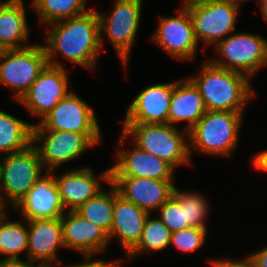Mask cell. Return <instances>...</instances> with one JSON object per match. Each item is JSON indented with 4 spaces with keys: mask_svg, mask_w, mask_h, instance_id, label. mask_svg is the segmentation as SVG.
Masks as SVG:
<instances>
[{
    "mask_svg": "<svg viewBox=\"0 0 267 267\" xmlns=\"http://www.w3.org/2000/svg\"><path fill=\"white\" fill-rule=\"evenodd\" d=\"M61 202L70 211H76L81 205L100 192V185L90 168L78 169L56 178Z\"/></svg>",
    "mask_w": 267,
    "mask_h": 267,
    "instance_id": "22",
    "label": "cell"
},
{
    "mask_svg": "<svg viewBox=\"0 0 267 267\" xmlns=\"http://www.w3.org/2000/svg\"><path fill=\"white\" fill-rule=\"evenodd\" d=\"M206 228L190 227L171 233L170 243L185 252L194 251L203 244L206 238Z\"/></svg>",
    "mask_w": 267,
    "mask_h": 267,
    "instance_id": "31",
    "label": "cell"
},
{
    "mask_svg": "<svg viewBox=\"0 0 267 267\" xmlns=\"http://www.w3.org/2000/svg\"><path fill=\"white\" fill-rule=\"evenodd\" d=\"M172 196L178 201L180 207L184 208L185 223L190 227L206 228L204 219L208 205L204 197L194 193H181L176 187Z\"/></svg>",
    "mask_w": 267,
    "mask_h": 267,
    "instance_id": "29",
    "label": "cell"
},
{
    "mask_svg": "<svg viewBox=\"0 0 267 267\" xmlns=\"http://www.w3.org/2000/svg\"><path fill=\"white\" fill-rule=\"evenodd\" d=\"M86 0H33V7L41 23H56L63 19L80 16L86 12Z\"/></svg>",
    "mask_w": 267,
    "mask_h": 267,
    "instance_id": "26",
    "label": "cell"
},
{
    "mask_svg": "<svg viewBox=\"0 0 267 267\" xmlns=\"http://www.w3.org/2000/svg\"><path fill=\"white\" fill-rule=\"evenodd\" d=\"M43 139L42 145H34L43 167L49 171L81 155L88 147L97 144L100 134H79L64 130H32V143Z\"/></svg>",
    "mask_w": 267,
    "mask_h": 267,
    "instance_id": "8",
    "label": "cell"
},
{
    "mask_svg": "<svg viewBox=\"0 0 267 267\" xmlns=\"http://www.w3.org/2000/svg\"><path fill=\"white\" fill-rule=\"evenodd\" d=\"M22 1L0 2V51L23 48L18 42L29 36Z\"/></svg>",
    "mask_w": 267,
    "mask_h": 267,
    "instance_id": "23",
    "label": "cell"
},
{
    "mask_svg": "<svg viewBox=\"0 0 267 267\" xmlns=\"http://www.w3.org/2000/svg\"><path fill=\"white\" fill-rule=\"evenodd\" d=\"M250 256L253 258L256 267H267V247Z\"/></svg>",
    "mask_w": 267,
    "mask_h": 267,
    "instance_id": "34",
    "label": "cell"
},
{
    "mask_svg": "<svg viewBox=\"0 0 267 267\" xmlns=\"http://www.w3.org/2000/svg\"><path fill=\"white\" fill-rule=\"evenodd\" d=\"M60 219L65 247L81 251L87 259L94 253L105 250L110 239L99 226L70 210L67 216L63 214Z\"/></svg>",
    "mask_w": 267,
    "mask_h": 267,
    "instance_id": "17",
    "label": "cell"
},
{
    "mask_svg": "<svg viewBox=\"0 0 267 267\" xmlns=\"http://www.w3.org/2000/svg\"><path fill=\"white\" fill-rule=\"evenodd\" d=\"M254 167L267 171V151L261 152L255 156Z\"/></svg>",
    "mask_w": 267,
    "mask_h": 267,
    "instance_id": "35",
    "label": "cell"
},
{
    "mask_svg": "<svg viewBox=\"0 0 267 267\" xmlns=\"http://www.w3.org/2000/svg\"><path fill=\"white\" fill-rule=\"evenodd\" d=\"M159 219L171 231V233L190 228L185 223L184 208L172 196L160 208Z\"/></svg>",
    "mask_w": 267,
    "mask_h": 267,
    "instance_id": "30",
    "label": "cell"
},
{
    "mask_svg": "<svg viewBox=\"0 0 267 267\" xmlns=\"http://www.w3.org/2000/svg\"><path fill=\"white\" fill-rule=\"evenodd\" d=\"M5 217V211L2 209L0 211V253L6 254L9 259L18 258L19 252L28 250V229L21 223H7Z\"/></svg>",
    "mask_w": 267,
    "mask_h": 267,
    "instance_id": "27",
    "label": "cell"
},
{
    "mask_svg": "<svg viewBox=\"0 0 267 267\" xmlns=\"http://www.w3.org/2000/svg\"><path fill=\"white\" fill-rule=\"evenodd\" d=\"M118 163L110 168V177H137L172 180L174 168L164 160L135 147L118 151Z\"/></svg>",
    "mask_w": 267,
    "mask_h": 267,
    "instance_id": "18",
    "label": "cell"
},
{
    "mask_svg": "<svg viewBox=\"0 0 267 267\" xmlns=\"http://www.w3.org/2000/svg\"><path fill=\"white\" fill-rule=\"evenodd\" d=\"M68 94L65 69L47 65L19 101L44 118Z\"/></svg>",
    "mask_w": 267,
    "mask_h": 267,
    "instance_id": "12",
    "label": "cell"
},
{
    "mask_svg": "<svg viewBox=\"0 0 267 267\" xmlns=\"http://www.w3.org/2000/svg\"><path fill=\"white\" fill-rule=\"evenodd\" d=\"M0 267H41L39 264L37 266L20 260L19 258H6L0 261Z\"/></svg>",
    "mask_w": 267,
    "mask_h": 267,
    "instance_id": "33",
    "label": "cell"
},
{
    "mask_svg": "<svg viewBox=\"0 0 267 267\" xmlns=\"http://www.w3.org/2000/svg\"><path fill=\"white\" fill-rule=\"evenodd\" d=\"M177 17H164L159 21L158 29L153 40L158 42L171 57L177 59H189L194 57L198 44L192 18L183 5Z\"/></svg>",
    "mask_w": 267,
    "mask_h": 267,
    "instance_id": "13",
    "label": "cell"
},
{
    "mask_svg": "<svg viewBox=\"0 0 267 267\" xmlns=\"http://www.w3.org/2000/svg\"><path fill=\"white\" fill-rule=\"evenodd\" d=\"M171 231L163 224L160 219H149V215L146 218L144 228L140 241L129 252V256L141 252H148L150 249L153 251H160L166 248L170 244Z\"/></svg>",
    "mask_w": 267,
    "mask_h": 267,
    "instance_id": "28",
    "label": "cell"
},
{
    "mask_svg": "<svg viewBox=\"0 0 267 267\" xmlns=\"http://www.w3.org/2000/svg\"><path fill=\"white\" fill-rule=\"evenodd\" d=\"M21 207L25 219L61 218L64 206L61 202L54 176H41L27 194L14 206Z\"/></svg>",
    "mask_w": 267,
    "mask_h": 267,
    "instance_id": "16",
    "label": "cell"
},
{
    "mask_svg": "<svg viewBox=\"0 0 267 267\" xmlns=\"http://www.w3.org/2000/svg\"><path fill=\"white\" fill-rule=\"evenodd\" d=\"M175 83L155 84L130 104L124 124H166Z\"/></svg>",
    "mask_w": 267,
    "mask_h": 267,
    "instance_id": "15",
    "label": "cell"
},
{
    "mask_svg": "<svg viewBox=\"0 0 267 267\" xmlns=\"http://www.w3.org/2000/svg\"><path fill=\"white\" fill-rule=\"evenodd\" d=\"M260 4H261L262 14H263L265 20L267 21V0H261Z\"/></svg>",
    "mask_w": 267,
    "mask_h": 267,
    "instance_id": "37",
    "label": "cell"
},
{
    "mask_svg": "<svg viewBox=\"0 0 267 267\" xmlns=\"http://www.w3.org/2000/svg\"><path fill=\"white\" fill-rule=\"evenodd\" d=\"M214 267H256L255 262L251 256L246 257L243 261H212Z\"/></svg>",
    "mask_w": 267,
    "mask_h": 267,
    "instance_id": "32",
    "label": "cell"
},
{
    "mask_svg": "<svg viewBox=\"0 0 267 267\" xmlns=\"http://www.w3.org/2000/svg\"><path fill=\"white\" fill-rule=\"evenodd\" d=\"M50 31L46 36L47 46H44L48 65L62 67L53 60L57 51L72 62L93 69L101 47L97 11L64 19L61 23L57 21Z\"/></svg>",
    "mask_w": 267,
    "mask_h": 267,
    "instance_id": "1",
    "label": "cell"
},
{
    "mask_svg": "<svg viewBox=\"0 0 267 267\" xmlns=\"http://www.w3.org/2000/svg\"><path fill=\"white\" fill-rule=\"evenodd\" d=\"M93 110L72 92L39 121L32 130H64L79 134H100Z\"/></svg>",
    "mask_w": 267,
    "mask_h": 267,
    "instance_id": "11",
    "label": "cell"
},
{
    "mask_svg": "<svg viewBox=\"0 0 267 267\" xmlns=\"http://www.w3.org/2000/svg\"><path fill=\"white\" fill-rule=\"evenodd\" d=\"M115 7L109 17L97 12L99 17L100 46L102 32H105L116 47L123 64L129 58V52L140 22L142 0H115Z\"/></svg>",
    "mask_w": 267,
    "mask_h": 267,
    "instance_id": "10",
    "label": "cell"
},
{
    "mask_svg": "<svg viewBox=\"0 0 267 267\" xmlns=\"http://www.w3.org/2000/svg\"><path fill=\"white\" fill-rule=\"evenodd\" d=\"M133 135L135 145L155 157L169 163L173 168L188 164L190 144L174 125L166 124H124L120 144Z\"/></svg>",
    "mask_w": 267,
    "mask_h": 267,
    "instance_id": "3",
    "label": "cell"
},
{
    "mask_svg": "<svg viewBox=\"0 0 267 267\" xmlns=\"http://www.w3.org/2000/svg\"><path fill=\"white\" fill-rule=\"evenodd\" d=\"M242 113L209 111L188 131L192 145L199 151L228 156L238 140Z\"/></svg>",
    "mask_w": 267,
    "mask_h": 267,
    "instance_id": "4",
    "label": "cell"
},
{
    "mask_svg": "<svg viewBox=\"0 0 267 267\" xmlns=\"http://www.w3.org/2000/svg\"><path fill=\"white\" fill-rule=\"evenodd\" d=\"M0 62V83L17 90V100L23 97L48 65L43 45L0 51Z\"/></svg>",
    "mask_w": 267,
    "mask_h": 267,
    "instance_id": "6",
    "label": "cell"
},
{
    "mask_svg": "<svg viewBox=\"0 0 267 267\" xmlns=\"http://www.w3.org/2000/svg\"><path fill=\"white\" fill-rule=\"evenodd\" d=\"M33 125L0 110V152L22 151L32 144Z\"/></svg>",
    "mask_w": 267,
    "mask_h": 267,
    "instance_id": "25",
    "label": "cell"
},
{
    "mask_svg": "<svg viewBox=\"0 0 267 267\" xmlns=\"http://www.w3.org/2000/svg\"><path fill=\"white\" fill-rule=\"evenodd\" d=\"M207 112L204 101L198 88L188 79L175 82L168 112V124L173 126L174 122L188 120L189 125L184 131L189 136V130Z\"/></svg>",
    "mask_w": 267,
    "mask_h": 267,
    "instance_id": "21",
    "label": "cell"
},
{
    "mask_svg": "<svg viewBox=\"0 0 267 267\" xmlns=\"http://www.w3.org/2000/svg\"><path fill=\"white\" fill-rule=\"evenodd\" d=\"M215 47L216 52L218 51L228 62L214 59L211 61L214 65L240 72L248 77L267 64V40L254 34L230 35L219 41Z\"/></svg>",
    "mask_w": 267,
    "mask_h": 267,
    "instance_id": "7",
    "label": "cell"
},
{
    "mask_svg": "<svg viewBox=\"0 0 267 267\" xmlns=\"http://www.w3.org/2000/svg\"><path fill=\"white\" fill-rule=\"evenodd\" d=\"M118 193L150 214L159 209L173 195L172 180H156L137 177H110Z\"/></svg>",
    "mask_w": 267,
    "mask_h": 267,
    "instance_id": "14",
    "label": "cell"
},
{
    "mask_svg": "<svg viewBox=\"0 0 267 267\" xmlns=\"http://www.w3.org/2000/svg\"><path fill=\"white\" fill-rule=\"evenodd\" d=\"M118 262L115 261V262H105V261H94V262H87L86 264L82 263L80 265H74V266H71V267H119L118 266ZM67 267V266H66Z\"/></svg>",
    "mask_w": 267,
    "mask_h": 267,
    "instance_id": "36",
    "label": "cell"
},
{
    "mask_svg": "<svg viewBox=\"0 0 267 267\" xmlns=\"http://www.w3.org/2000/svg\"><path fill=\"white\" fill-rule=\"evenodd\" d=\"M113 213L112 228L108 237L118 236L119 242L129 253L140 241L149 213L120 195L115 185Z\"/></svg>",
    "mask_w": 267,
    "mask_h": 267,
    "instance_id": "19",
    "label": "cell"
},
{
    "mask_svg": "<svg viewBox=\"0 0 267 267\" xmlns=\"http://www.w3.org/2000/svg\"><path fill=\"white\" fill-rule=\"evenodd\" d=\"M29 224V262L40 260L41 267H52L48 263L56 260L57 247H65L61 219H35L29 220Z\"/></svg>",
    "mask_w": 267,
    "mask_h": 267,
    "instance_id": "20",
    "label": "cell"
},
{
    "mask_svg": "<svg viewBox=\"0 0 267 267\" xmlns=\"http://www.w3.org/2000/svg\"><path fill=\"white\" fill-rule=\"evenodd\" d=\"M193 21L199 42L217 44L235 30L239 2L234 0H201L184 5Z\"/></svg>",
    "mask_w": 267,
    "mask_h": 267,
    "instance_id": "5",
    "label": "cell"
},
{
    "mask_svg": "<svg viewBox=\"0 0 267 267\" xmlns=\"http://www.w3.org/2000/svg\"><path fill=\"white\" fill-rule=\"evenodd\" d=\"M6 155L1 163V187L15 206L41 177L43 164L34 143Z\"/></svg>",
    "mask_w": 267,
    "mask_h": 267,
    "instance_id": "9",
    "label": "cell"
},
{
    "mask_svg": "<svg viewBox=\"0 0 267 267\" xmlns=\"http://www.w3.org/2000/svg\"><path fill=\"white\" fill-rule=\"evenodd\" d=\"M100 176L101 179L103 178L112 186L110 194L101 190L94 197L81 205L75 212L82 218L99 226L109 235L114 215V184L110 181V169Z\"/></svg>",
    "mask_w": 267,
    "mask_h": 267,
    "instance_id": "24",
    "label": "cell"
},
{
    "mask_svg": "<svg viewBox=\"0 0 267 267\" xmlns=\"http://www.w3.org/2000/svg\"><path fill=\"white\" fill-rule=\"evenodd\" d=\"M196 1H201V0H184V5L188 3L196 2Z\"/></svg>",
    "mask_w": 267,
    "mask_h": 267,
    "instance_id": "39",
    "label": "cell"
},
{
    "mask_svg": "<svg viewBox=\"0 0 267 267\" xmlns=\"http://www.w3.org/2000/svg\"><path fill=\"white\" fill-rule=\"evenodd\" d=\"M0 182H1V162H0ZM0 187H1V185H0ZM1 196L2 195H0V209L2 210L5 207V203L4 202H6V201Z\"/></svg>",
    "mask_w": 267,
    "mask_h": 267,
    "instance_id": "38",
    "label": "cell"
},
{
    "mask_svg": "<svg viewBox=\"0 0 267 267\" xmlns=\"http://www.w3.org/2000/svg\"><path fill=\"white\" fill-rule=\"evenodd\" d=\"M198 88L209 111L243 113L245 102L253 96L248 76L214 65L211 61L202 67V75L190 79Z\"/></svg>",
    "mask_w": 267,
    "mask_h": 267,
    "instance_id": "2",
    "label": "cell"
}]
</instances>
